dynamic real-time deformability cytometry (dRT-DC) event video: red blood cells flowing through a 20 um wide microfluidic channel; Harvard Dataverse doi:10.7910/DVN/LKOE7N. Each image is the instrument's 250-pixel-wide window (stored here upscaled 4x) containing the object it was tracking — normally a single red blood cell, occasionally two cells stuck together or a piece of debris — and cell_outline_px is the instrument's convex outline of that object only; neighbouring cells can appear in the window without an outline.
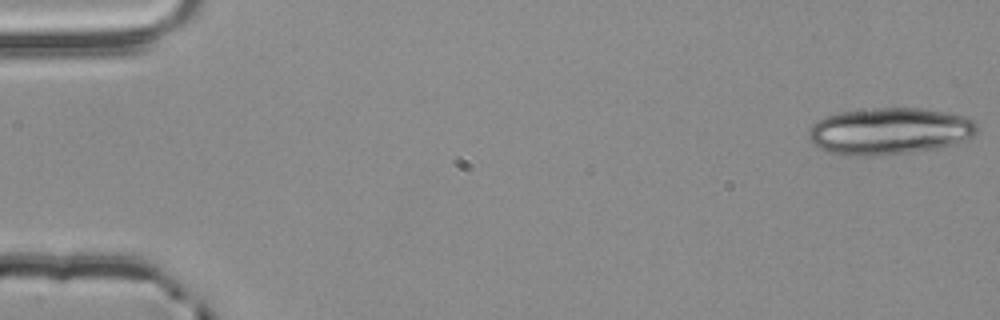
{"species": "common noctule bat (a hibernating species)", "species_latin": "Nyctalus noctula", "temperature_condition": "room temperature", "stored_images_in_passage": 3, "camera_frame_rate_fps": 3000, "um_per_image_px": 0.085, "animal": {"sex": "male", "body_mass_g": 20.4}, "frame": {"image": 1, "passage_image": 1, "time_ms": 0.0, "image_size_px": [1000, 320], "cell_outline_px": [[980, 128], [968, 140], [936, 148], [908, 152], [868, 156], [856, 156], [828, 152], [812, 144], [808, 136], [808, 132], [812, 124], [824, 116], [840, 112], [876, 108], [916, 108], [944, 112], [964, 116], [972, 120]], "centroid_in_image_um": [75.58, 11.14], "position_along_channel_um": 9.4, "area_um2": 45.78}}